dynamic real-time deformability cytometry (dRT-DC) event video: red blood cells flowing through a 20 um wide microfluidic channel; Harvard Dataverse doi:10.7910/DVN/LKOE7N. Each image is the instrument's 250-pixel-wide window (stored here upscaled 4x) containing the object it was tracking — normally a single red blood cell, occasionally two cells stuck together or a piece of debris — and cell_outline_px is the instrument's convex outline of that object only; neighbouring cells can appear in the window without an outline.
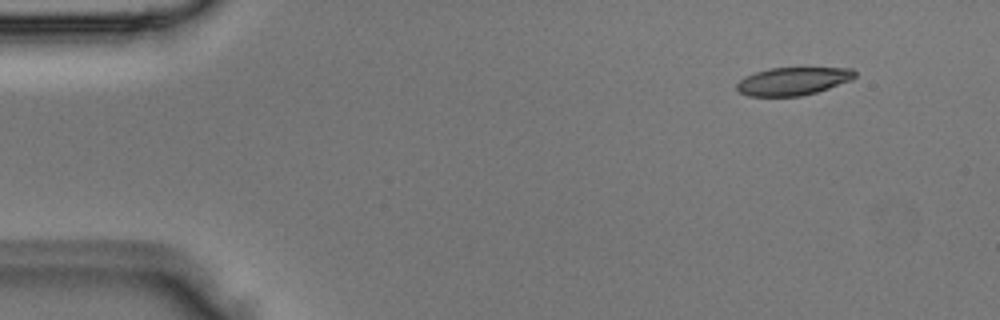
{"species": "Egyptian fruit bat (a non-hibernating species)", "species_latin": "Rousettus aegyptiacus", "temperature_condition": "room temperature", "stored_images_in_passage": 5, "camera_frame_rate_fps": 3000, "um_per_image_px": 0.085, "animal": {"sex": "male"}, "frame": {"image": 1, "passage_image": 1, "time_ms": 0.0, "image_size_px": [1000, 320], "cell_outline_px": [[856, 76], [852, 80], [816, 92], [800, 96], [748, 96], [740, 92], [736, 88], [736, 84], [744, 76], [768, 68], [852, 68], [856, 72]], "centroid_in_image_um": [67.4, 6.9], "position_along_channel_um": 17.6, "area_um2": 19.19}}
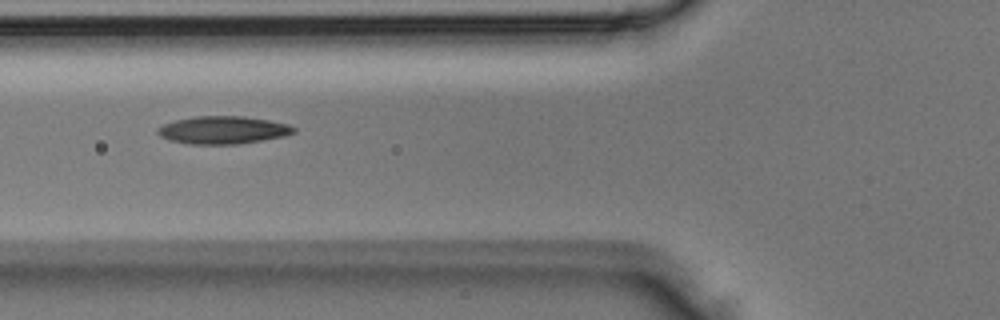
{"frame": {"image": 2, "passage_image": 4, "time_ms": 1.0, "image_size_px": [1000, 320], "cell_outline_px": [[296, 132], [284, 136], [240, 144], [188, 144], [172, 140], [160, 136], [156, 132], [156, 128], [164, 124], [176, 120], [196, 116], [244, 116], [268, 120], [288, 124], [296, 128]], "centroid_in_image_um": [18.96, 11.05], "position_along_channel_um": 106.8, "area_um2": 21.96}}
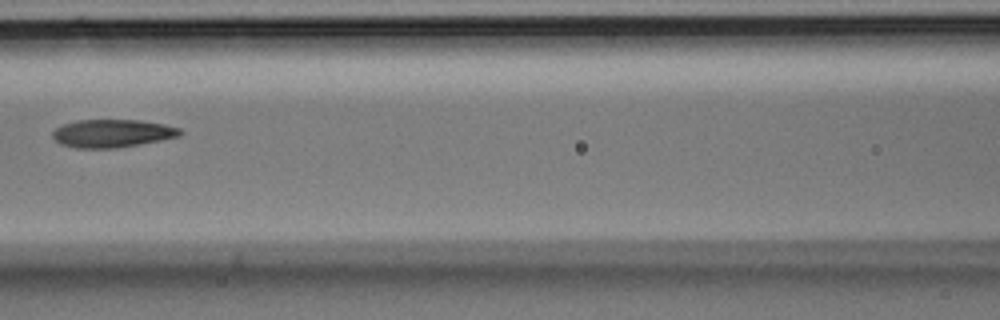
{"frame": {"image": 3, "passage_image": 5, "time_ms": 1.333, "image_size_px": [1000, 320], "cell_outline_px": [[184, 132], [180, 136], [140, 144], [116, 148], [76, 148], [60, 144], [52, 136], [52, 132], [56, 128], [64, 124], [76, 120], [140, 120], [164, 124], [180, 128]], "centroid_in_image_um": [9.55, 11.33], "position_along_channel_um": 157.0, "area_um2": 20.81}}